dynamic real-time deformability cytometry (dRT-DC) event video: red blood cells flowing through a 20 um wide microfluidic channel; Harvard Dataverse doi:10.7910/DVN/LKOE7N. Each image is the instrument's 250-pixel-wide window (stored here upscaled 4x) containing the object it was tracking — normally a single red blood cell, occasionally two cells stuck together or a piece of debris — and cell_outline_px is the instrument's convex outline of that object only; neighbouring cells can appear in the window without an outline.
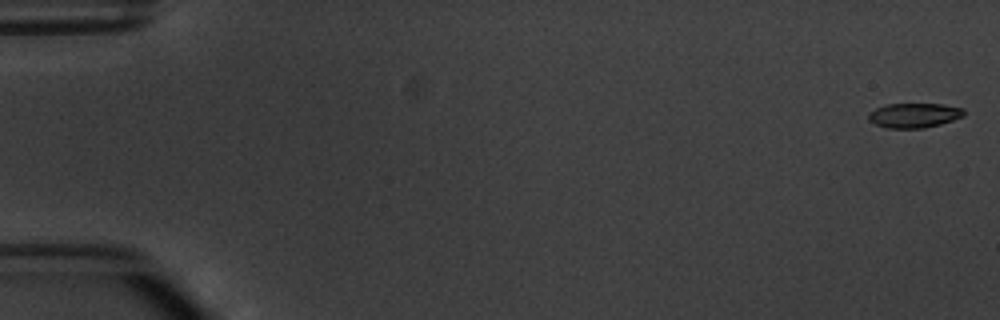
{"species": "common noctule bat (a hibernating species)", "species_latin": "Nyctalus noctula", "temperature_condition": "warm", "stored_images_in_passage": 5, "camera_frame_rate_fps": 3000, "um_per_image_px": 0.085, "animal": {"sex": "male", "body_mass_g": 20.1, "forearm_length_mm": 53.5}, "frame": {"image": 1, "passage_image": 1, "time_ms": 0.0, "image_size_px": [1000, 320], "cell_outline_px": [[964, 116], [940, 124], [924, 128], [888, 128], [876, 124], [868, 120], [868, 112], [876, 108], [888, 104], [944, 104], [964, 108]], "centroid_in_image_um": [77.7, 9.8], "position_along_channel_um": 7.3, "area_um2": 13.7}}
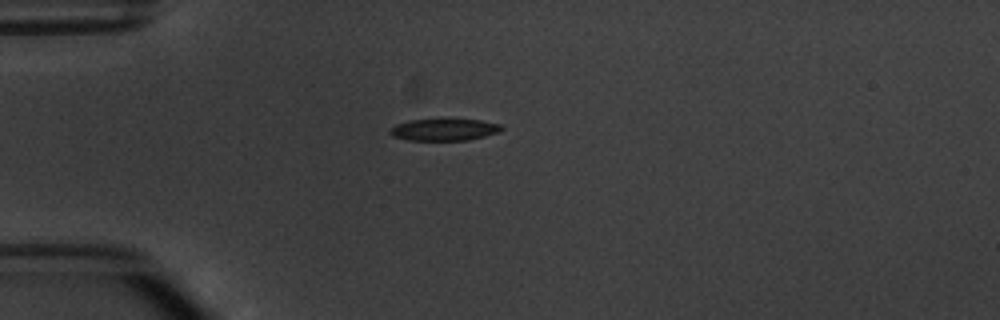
{"frame": {"image": 2, "passage_image": 5, "time_ms": 4.667, "image_size_px": [1000, 320], "cell_outline_px": [[504, 128], [500, 132], [468, 140], [408, 140], [392, 136], [388, 132], [396, 124], [408, 120], [480, 120], [500, 124]], "centroid_in_image_um": [37.76, 11.03], "position_along_channel_um": 47.2, "area_um2": 14.05}}